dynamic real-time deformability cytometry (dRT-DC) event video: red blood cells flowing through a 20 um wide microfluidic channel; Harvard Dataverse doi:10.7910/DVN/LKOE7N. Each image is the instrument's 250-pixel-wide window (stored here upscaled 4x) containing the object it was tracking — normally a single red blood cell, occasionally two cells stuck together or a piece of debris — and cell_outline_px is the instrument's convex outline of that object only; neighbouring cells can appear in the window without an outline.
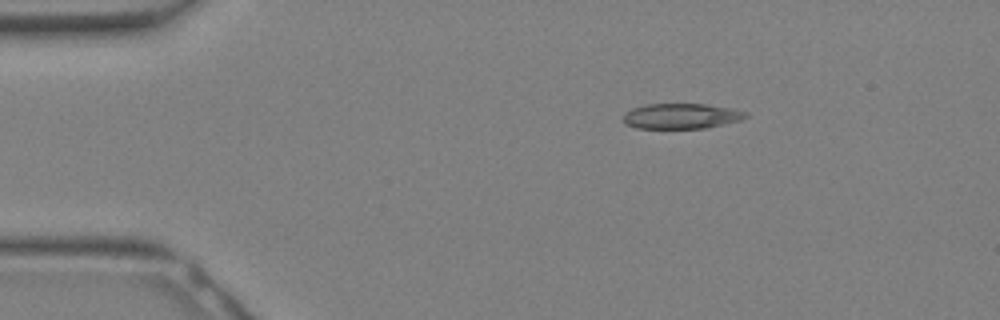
{"species": "Egyptian fruit bat (a non-hibernating species)", "species_latin": "Rousettus aegyptiacus", "temperature_condition": "warm", "stored_images_in_passage": 13, "camera_frame_rate_fps": 3000, "um_per_image_px": 0.085, "animal": {"sex": "female"}, "frame": {"image": 1, "passage_image": 1, "time_ms": 0.0, "image_size_px": [1000, 320], "cell_outline_px": [[748, 116], [740, 120], [708, 128], [636, 128], [624, 124], [620, 120], [624, 112], [632, 108], [644, 104], [708, 104], [732, 108], [748, 112]], "centroid_in_image_um": [57.86, 9.86], "position_along_channel_um": 27.1, "area_um2": 18.44}}
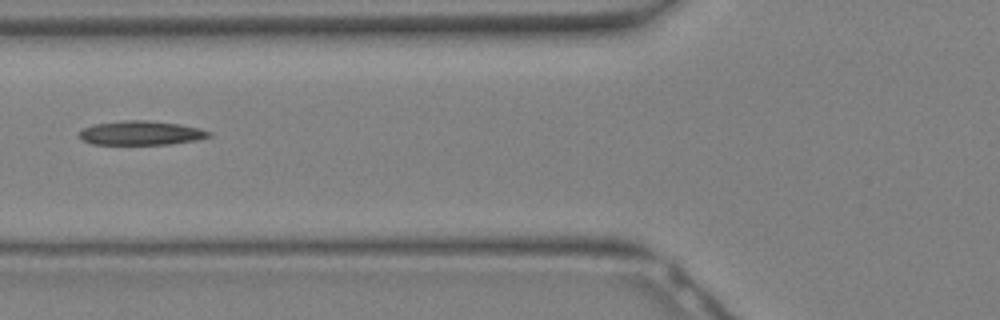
{"frame": {"image": 2, "passage_image": 8, "time_ms": 2.333, "image_size_px": [1000, 320], "cell_outline_px": [[212, 136], [196, 140], [172, 144], [92, 144], [80, 140], [76, 136], [84, 128], [96, 124], [124, 120], [148, 120], [180, 124], [200, 128], [212, 132]], "centroid_in_image_um": [11.99, 11.3], "position_along_channel_um": 113.8, "area_um2": 18.38}}
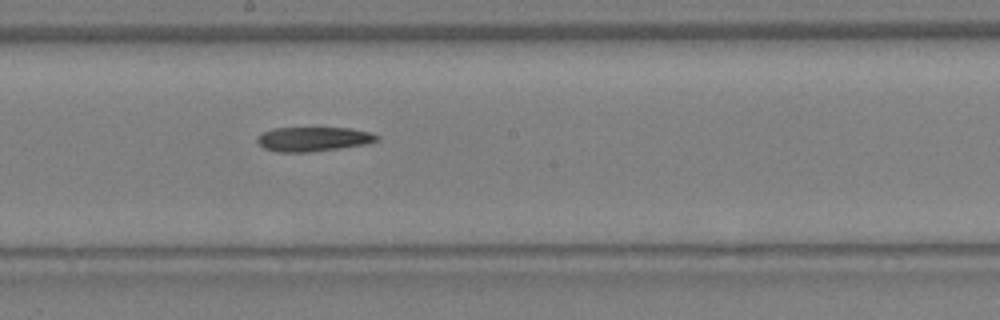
{"frame": {"image": 3, "passage_image": 13, "time_ms": 4.0, "image_size_px": [1000, 320], "cell_outline_px": [[380, 140], [364, 144], [340, 148], [308, 152], [276, 152], [264, 148], [256, 140], [256, 136], [272, 128], [352, 128], [372, 132], [380, 136]], "centroid_in_image_um": [26.65, 11.82], "position_along_channel_um": 221.6, "area_um2": 17.11}}